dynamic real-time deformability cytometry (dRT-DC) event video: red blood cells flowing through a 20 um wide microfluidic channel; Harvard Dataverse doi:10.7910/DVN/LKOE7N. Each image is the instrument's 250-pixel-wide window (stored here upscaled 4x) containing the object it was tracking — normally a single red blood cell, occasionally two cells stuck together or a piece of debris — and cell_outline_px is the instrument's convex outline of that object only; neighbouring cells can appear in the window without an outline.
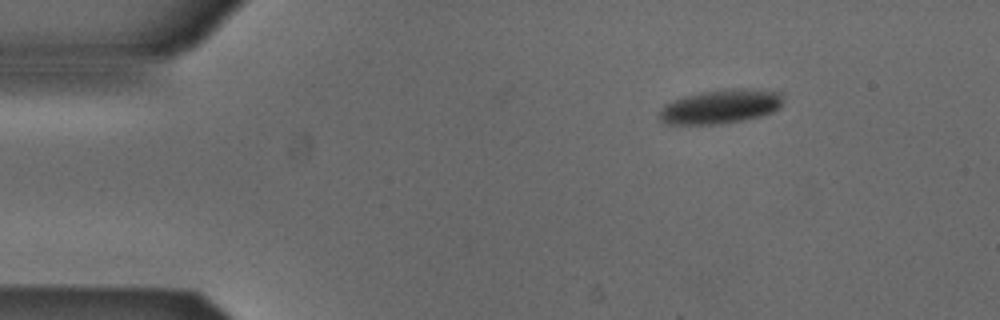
{"species": "Egyptian fruit bat (a non-hibernating species)", "species_latin": "Rousettus aegyptiacus", "temperature_condition": "cold", "stored_images_in_passage": 3, "camera_frame_rate_fps": 3000, "um_per_image_px": 0.085, "animal": {"sex": "male"}, "frame": {"image": 1, "passage_image": 1, "time_ms": 0.0, "image_size_px": [1000, 320], "cell_outline_px": [[784, 100], [780, 108], [772, 112], [760, 116], [744, 120], [720, 124], [664, 124], [656, 116], [660, 108], [664, 104], [672, 100], [684, 96], [700, 92], [728, 88], [752, 88], [784, 92]], "centroid_in_image_um": [61.25, 9.04], "position_along_channel_um": 23.7, "area_um2": 25.32}}